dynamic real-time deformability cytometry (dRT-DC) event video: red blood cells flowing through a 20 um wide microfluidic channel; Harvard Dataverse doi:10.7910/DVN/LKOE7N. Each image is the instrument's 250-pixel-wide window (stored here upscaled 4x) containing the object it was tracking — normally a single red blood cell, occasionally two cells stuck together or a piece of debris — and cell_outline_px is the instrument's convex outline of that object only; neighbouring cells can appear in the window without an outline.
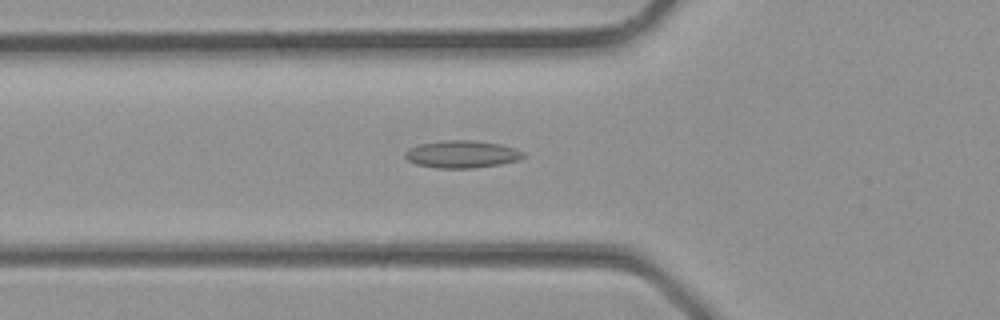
{"species": "common noctule bat (a hibernating species)", "species_latin": "Nyctalus noctula", "temperature_condition": "room temperature", "stored_images_in_passage": 35, "camera_frame_rate_fps": 3000, "um_per_image_px": 0.085, "animal": {"sex": "male", "body_mass_g": 23.1, "forearm_length_mm": 52.7}, "frame": {"image": 1, "passage_image": 12, "time_ms": 3.667, "image_size_px": [1000, 320], "cell_outline_px": [[528, 156], [520, 160], [500, 164], [472, 168], [436, 168], [416, 164], [408, 160], [404, 156], [404, 152], [408, 148], [420, 144], [444, 140], [472, 140], [500, 144], [524, 152]], "centroid_in_image_um": [39.27, 13.11], "position_along_channel_um": 86.5, "area_um2": 18.96}}
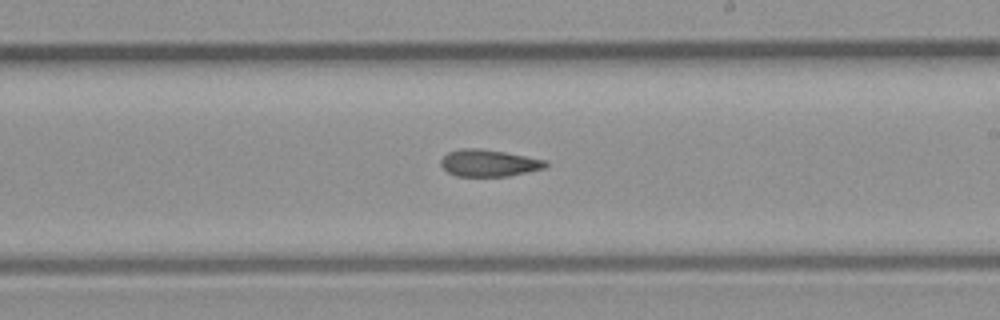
{"frame": {"image": 2, "passage_image": 20, "time_ms": 6.333, "image_size_px": [1000, 320], "cell_outline_px": [[548, 164], [544, 168], [508, 176], [456, 176], [448, 172], [440, 164], [440, 160], [448, 152], [460, 148], [476, 148], [504, 152], [548, 160]], "centroid_in_image_um": [41.54, 13.85], "position_along_channel_um": 247.5, "area_um2": 16.36}}
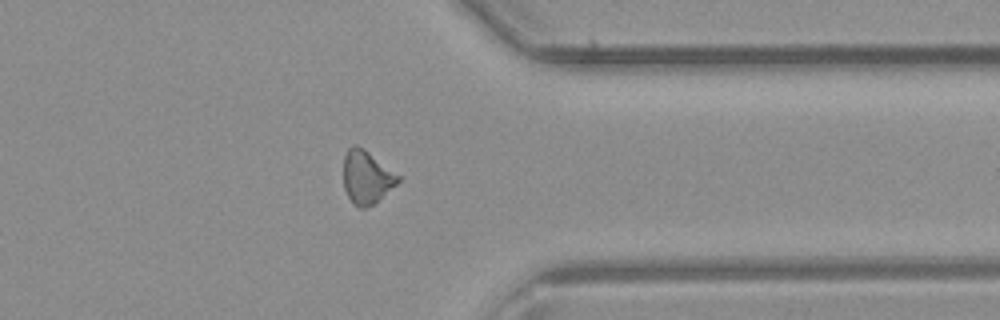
{"frame": {"image": 3, "passage_image": 27, "time_ms": 8.667, "image_size_px": [1000, 320], "cell_outline_px": [[400, 180], [396, 184], [368, 208], [360, 208], [348, 196], [344, 188], [344, 156], [348, 148], [352, 144], [356, 144], [364, 148], [400, 176]], "centroid_in_image_um": [31.15, 15.03], "position_along_channel_um": 380.3, "area_um2": 16.65}}